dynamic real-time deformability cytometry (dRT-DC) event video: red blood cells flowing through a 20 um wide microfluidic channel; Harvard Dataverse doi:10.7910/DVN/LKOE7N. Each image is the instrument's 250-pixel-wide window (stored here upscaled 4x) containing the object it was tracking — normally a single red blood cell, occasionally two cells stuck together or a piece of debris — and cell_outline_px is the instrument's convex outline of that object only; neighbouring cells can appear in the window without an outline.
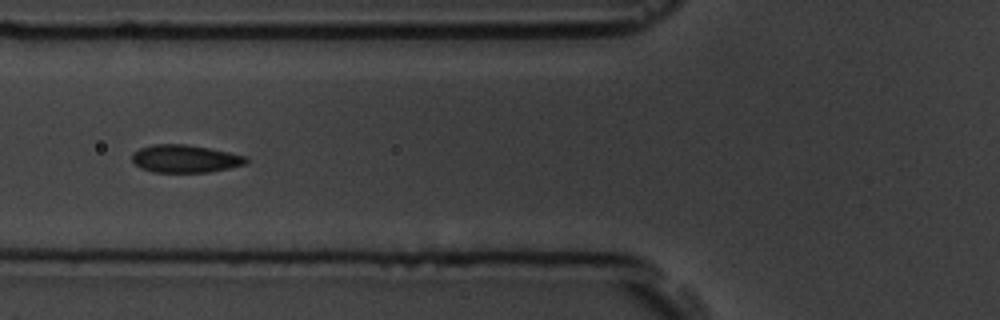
{"species": "common noctule bat (a hibernating species)", "species_latin": "Nyctalus noctula", "temperature_condition": "room temperature", "stored_images_in_passage": 8, "camera_frame_rate_fps": 3000, "um_per_image_px": 0.085, "animal": {"sex": "male", "body_mass_g": 19.5, "forearm_length_mm": 54.6}, "frame": {"image": 1, "passage_image": 6, "time_ms": 5.667, "image_size_px": [1000, 320], "cell_outline_px": [[248, 160], [244, 164], [228, 168], [208, 172], [152, 172], [140, 168], [132, 160], [132, 152], [140, 148], [152, 144], [184, 144], [208, 148], [248, 156]], "centroid_in_image_um": [15.7, 13.49], "position_along_channel_um": 110.1, "area_um2": 18.38}}
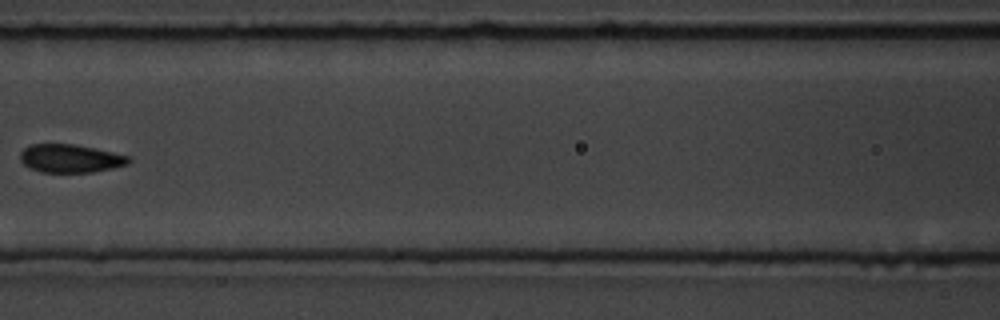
{"frame": {"image": 2, "passage_image": 7, "time_ms": 7.0, "image_size_px": [1000, 320], "cell_outline_px": [[132, 160], [128, 164], [112, 168], [92, 172], [40, 172], [28, 168], [20, 160], [20, 152], [24, 148], [32, 144], [76, 144], [132, 156]], "centroid_in_image_um": [5.99, 13.46], "position_along_channel_um": 160.6, "area_um2": 18.03}}
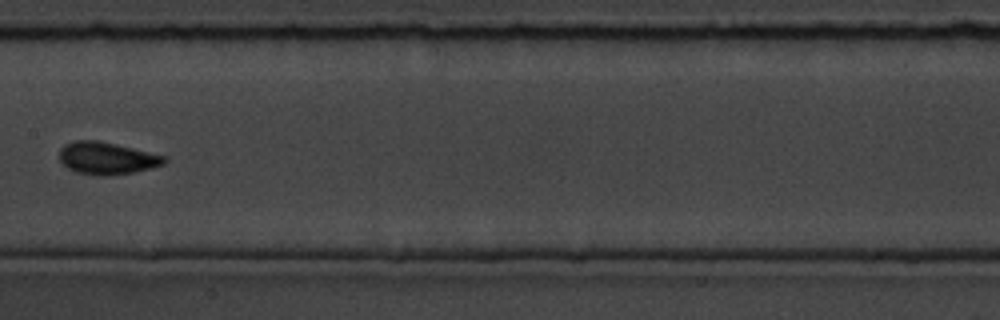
{"frame": {"image": 3, "passage_image": 8, "time_ms": 8.0, "image_size_px": [1000, 320], "cell_outline_px": [[168, 160], [164, 164], [132, 172], [108, 176], [96, 176], [76, 172], [68, 168], [60, 160], [60, 148], [64, 144], [72, 140], [96, 140], [116, 144], [168, 156]], "centroid_in_image_um": [9.08, 13.44], "position_along_channel_um": 198.3, "area_um2": 19.83}}